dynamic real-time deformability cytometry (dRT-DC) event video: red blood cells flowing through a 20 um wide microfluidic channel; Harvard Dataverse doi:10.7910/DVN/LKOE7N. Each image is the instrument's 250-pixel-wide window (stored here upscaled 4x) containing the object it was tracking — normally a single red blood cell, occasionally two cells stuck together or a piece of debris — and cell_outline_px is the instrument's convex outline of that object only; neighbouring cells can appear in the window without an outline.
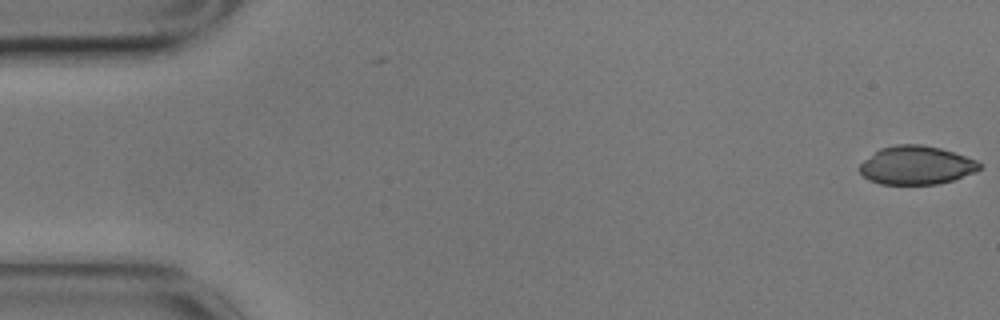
{"species": "common noctule bat (a hibernating species)", "species_latin": "Nyctalus noctula", "temperature_condition": "cold", "stored_images_in_passage": 57, "camera_frame_rate_fps": 3000, "um_per_image_px": 0.085, "animal": {"sex": "male", "body_mass_g": 17.9}, "frame": {"image": 1, "passage_image": 1, "time_ms": 0.0, "image_size_px": [1000, 320], "cell_outline_px": [[980, 168], [976, 172], [952, 180], [936, 184], [880, 184], [868, 180], [860, 172], [860, 164], [864, 160], [880, 148], [896, 144], [920, 144], [940, 148], [976, 160], [980, 164]], "centroid_in_image_um": [77.86, 14.05], "position_along_channel_um": 7.1, "area_um2": 26.7}}
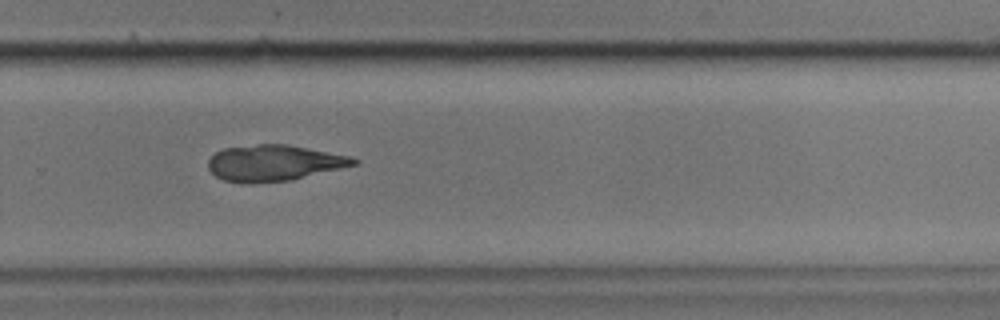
{"frame": {"image": 2, "passage_image": 38, "time_ms": 12.333, "image_size_px": [1000, 320], "cell_outline_px": [[360, 160], [356, 164], [292, 180], [256, 184], [248, 184], [224, 180], [216, 176], [208, 168], [208, 160], [216, 152], [224, 148], [256, 144], [284, 144], [348, 156]], "centroid_in_image_um": [23.23, 13.87], "position_along_channel_um": 306.6, "area_um2": 30.35}}
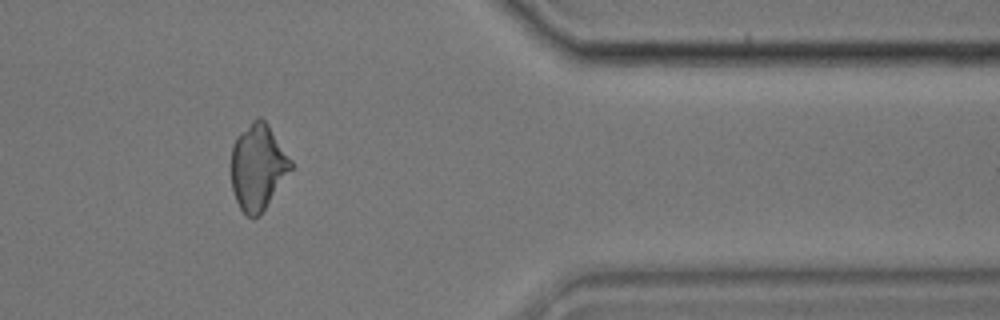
{"frame": {"image": 3, "passage_image": 47, "time_ms": 15.333, "image_size_px": [1000, 320], "cell_outline_px": [[292, 168], [264, 208], [252, 220], [240, 208], [236, 200], [232, 188], [232, 144], [236, 136], [256, 116], [260, 116], [268, 124], [292, 160]], "centroid_in_image_um": [21.9, 14.14], "position_along_channel_um": 389.5, "area_um2": 29.48}}